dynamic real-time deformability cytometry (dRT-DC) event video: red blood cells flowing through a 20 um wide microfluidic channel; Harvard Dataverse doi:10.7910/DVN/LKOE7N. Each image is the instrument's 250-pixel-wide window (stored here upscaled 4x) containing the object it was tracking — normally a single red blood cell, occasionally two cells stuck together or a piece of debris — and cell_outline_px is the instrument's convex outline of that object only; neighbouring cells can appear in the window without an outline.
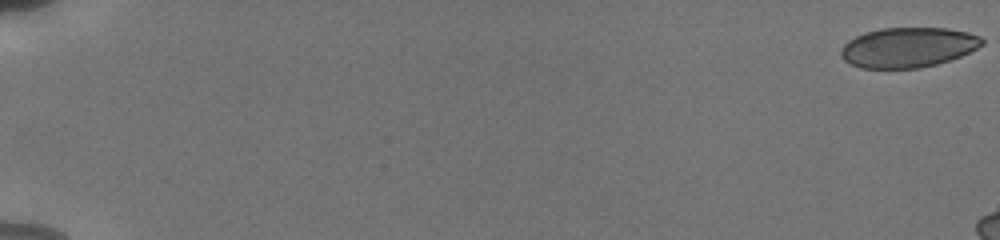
{"species": "human", "species_latin": "Homo sapiens", "temperature_condition": "cold", "stored_images_in_passage": 20, "camera_frame_rate_fps": 3000, "um_per_image_px": 0.085, "donor": {"sex": "male"}, "frame": {"image": 1, "passage_image": 1, "time_ms": 0.0, "image_size_px": [1000, 240], "cell_outline_px": [[984, 44], [960, 56], [936, 64], [920, 68], [860, 68], [844, 60], [840, 56], [840, 48], [848, 40], [864, 32], [880, 28], [948, 28], [968, 32], [980, 36], [984, 40]], "centroid_in_image_um": [77.16, 4.02], "position_along_channel_um": 7.8, "area_um2": 32.95}}
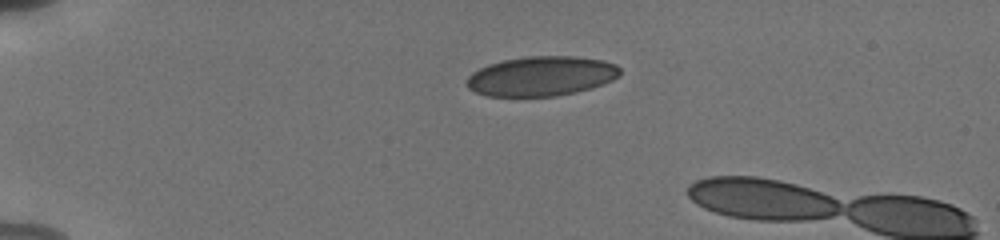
{"frame": {"image": 2, "passage_image": 15, "time_ms": 4.667, "image_size_px": [1000, 240], "cell_outline_px": [[620, 76], [604, 84], [576, 92], [556, 96], [488, 96], [476, 92], [468, 88], [468, 76], [472, 72], [488, 64], [504, 60], [528, 56], [572, 56], [604, 60], [616, 64], [620, 68]], "centroid_in_image_um": [46.04, 6.47], "position_along_channel_um": 39.0, "area_um2": 35.43}}